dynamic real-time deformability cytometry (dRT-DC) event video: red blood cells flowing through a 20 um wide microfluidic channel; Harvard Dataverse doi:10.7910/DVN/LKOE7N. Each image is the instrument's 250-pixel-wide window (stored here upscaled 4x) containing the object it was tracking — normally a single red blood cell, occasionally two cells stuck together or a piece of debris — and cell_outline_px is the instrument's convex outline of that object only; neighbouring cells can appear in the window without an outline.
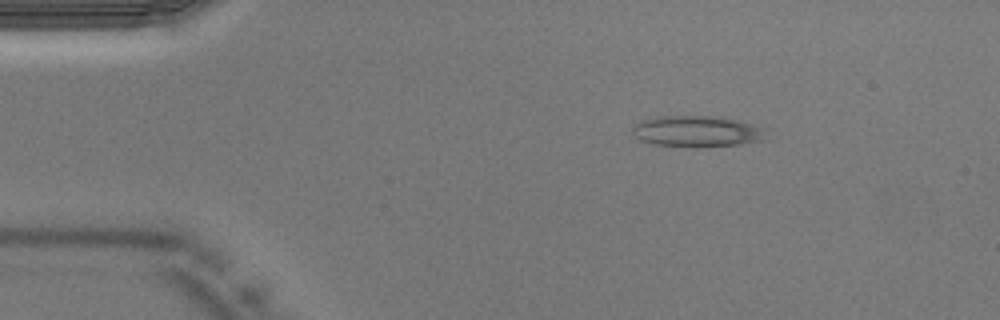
{"species": "Egyptian fruit bat (a non-hibernating species)", "species_latin": "Rousettus aegyptiacus", "temperature_condition": "warm", "stored_images_in_passage": 42, "camera_frame_rate_fps": 3000, "um_per_image_px": 0.085, "animal": {"sex": "male"}, "frame": {"image": 1, "passage_image": 7, "time_ms": 2.0, "image_size_px": [1000, 320], "cell_outline_px": [[768, 140], [740, 144], [652, 144], [640, 140], [632, 132], [632, 128], [640, 120], [648, 116], [720, 116], [736, 120], [760, 128]], "centroid_in_image_um": [59.17, 11.11], "position_along_channel_um": 25.8, "area_um2": 23.24}}
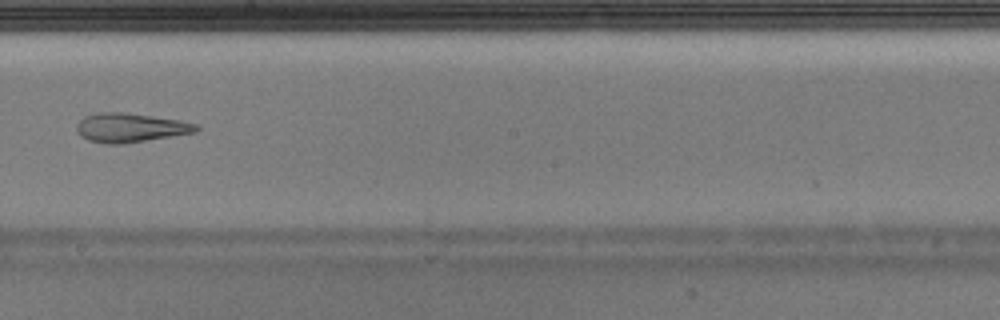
{"frame": {"image": 2, "passage_image": 24, "time_ms": 7.667, "image_size_px": [1000, 320], "cell_outline_px": [[200, 128], [196, 132], [124, 144], [108, 144], [88, 140], [80, 136], [76, 132], [76, 124], [84, 116], [96, 112], [124, 112], [180, 120], [196, 124]], "centroid_in_image_um": [11.04, 10.85], "position_along_channel_um": 237.2, "area_um2": 20.4}}
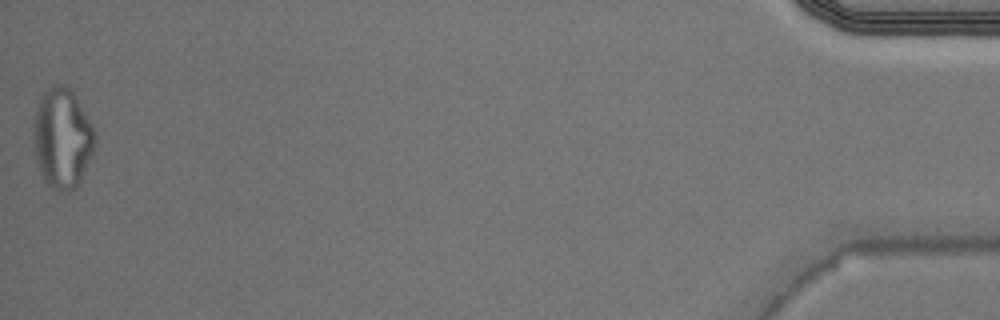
{"frame": {"image": 3, "passage_image": 42, "time_ms": 13.667, "image_size_px": [1000, 320], "cell_outline_px": [[96, 144], [92, 156], [76, 188], [68, 192], [52, 188], [44, 180], [36, 160], [36, 112], [40, 96], [52, 84], [68, 84], [88, 120], [96, 136]], "centroid_in_image_um": [5.33, 11.75], "position_along_channel_um": 429.9, "area_um2": 34.97}}